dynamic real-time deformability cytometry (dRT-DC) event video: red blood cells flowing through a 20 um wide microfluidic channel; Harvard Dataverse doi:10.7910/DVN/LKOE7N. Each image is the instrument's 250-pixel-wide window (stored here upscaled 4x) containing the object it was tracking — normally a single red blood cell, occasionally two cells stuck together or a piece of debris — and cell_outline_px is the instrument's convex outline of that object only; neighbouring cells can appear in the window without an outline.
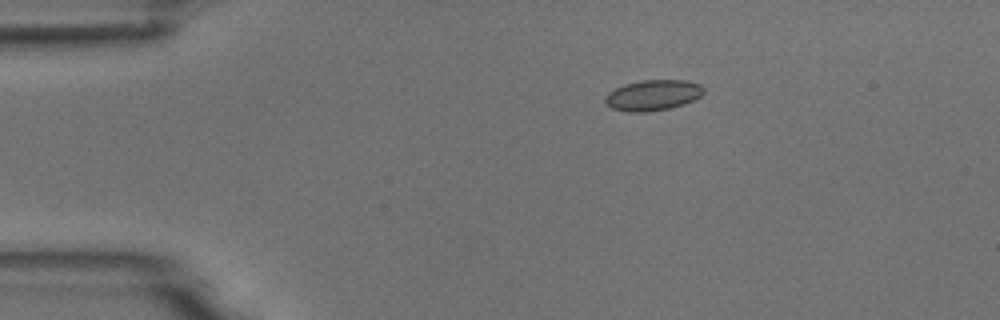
{"species": "common noctule bat (a hibernating species)", "species_latin": "Nyctalus noctula", "temperature_condition": "room temperature", "stored_images_in_passage": 4, "camera_frame_rate_fps": 3000, "um_per_image_px": 0.085, "animal": {"sex": "male", "body_mass_g": 18.8}, "frame": {"image": 1, "passage_image": 3, "time_ms": 2.333, "image_size_px": [1000, 320], "cell_outline_px": [[704, 92], [700, 96], [684, 104], [668, 108], [644, 112], [628, 112], [612, 108], [604, 100], [608, 92], [624, 84], [640, 80], [688, 80], [700, 84], [704, 88]], "centroid_in_image_um": [55.5, 8.08], "position_along_channel_um": 29.5, "area_um2": 17.51}}